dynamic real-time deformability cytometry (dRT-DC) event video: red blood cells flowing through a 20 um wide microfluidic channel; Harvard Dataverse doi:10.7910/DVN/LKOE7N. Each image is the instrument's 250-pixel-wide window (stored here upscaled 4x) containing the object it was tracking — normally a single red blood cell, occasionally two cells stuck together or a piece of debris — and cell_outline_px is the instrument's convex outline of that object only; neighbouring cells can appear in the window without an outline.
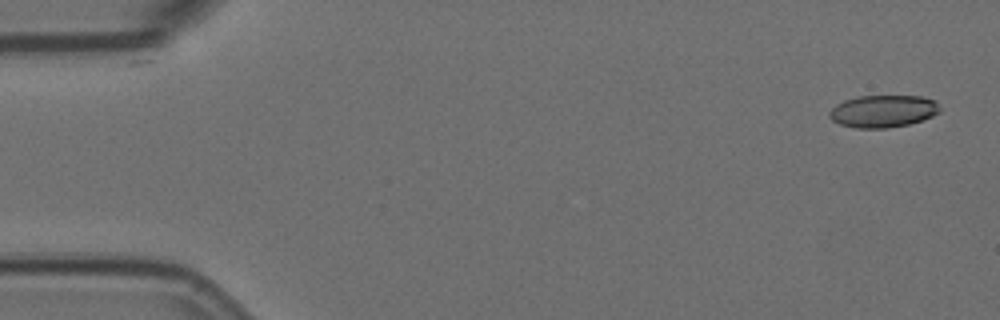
{"species": "Egyptian fruit bat (a non-hibernating species)", "species_latin": "Rousettus aegyptiacus", "temperature_condition": "room temperature", "stored_images_in_passage": 55, "camera_frame_rate_fps": 3000, "um_per_image_px": 0.085, "animal": {"sex": "female"}, "frame": {"image": 1, "passage_image": 1, "time_ms": 0.0, "image_size_px": [1000, 320], "cell_outline_px": [[940, 112], [932, 116], [908, 124], [888, 128], [856, 128], [840, 124], [832, 120], [828, 116], [828, 112], [836, 104], [844, 100], [856, 96], [924, 96], [936, 100], [940, 108]], "centroid_in_image_um": [75.05, 9.44], "position_along_channel_um": 9.9, "area_um2": 20.92}}
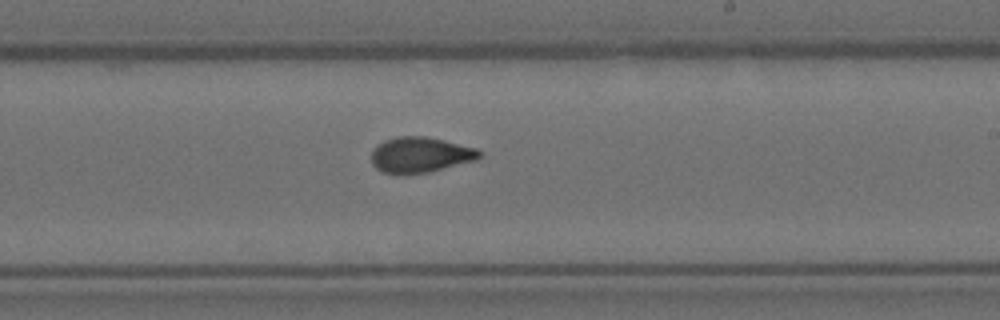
{"frame": {"image": 2, "passage_image": 32, "time_ms": 10.333, "image_size_px": [1000, 320], "cell_outline_px": [[484, 152], [476, 160], [428, 172], [404, 176], [384, 172], [376, 168], [372, 164], [372, 152], [376, 144], [384, 140], [396, 136], [424, 136], [444, 140], [476, 148]], "centroid_in_image_um": [35.7, 13.17], "position_along_channel_um": 253.3, "area_um2": 22.66}}
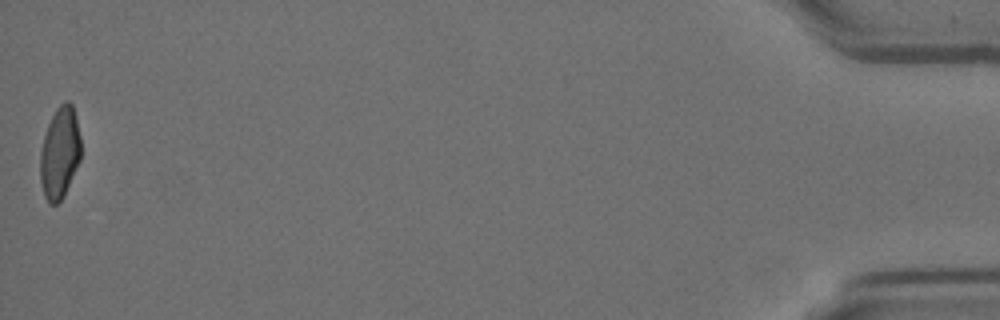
{"frame": {"image": 3, "passage_image": 55, "time_ms": 18.0, "image_size_px": [1000, 320], "cell_outline_px": [[80, 160], [64, 196], [56, 204], [48, 204], [44, 196], [40, 180], [40, 152], [44, 136], [48, 124], [56, 108], [64, 100], [68, 100], [72, 104], [80, 136]], "centroid_in_image_um": [5.07, 13.01], "position_along_channel_um": 430.1, "area_um2": 21.73}, "authors_computed_cell_mechanics": {"area_um2": 22.0218, "velocity_mm_per_s": 3.5979, "shape_relaxation_time_tau1_ms": null, "shape_relaxation_time_tau2_ms": 1.7023, "deformation_change_tau1": null, "deformation_change_tau2": 0.0763}}